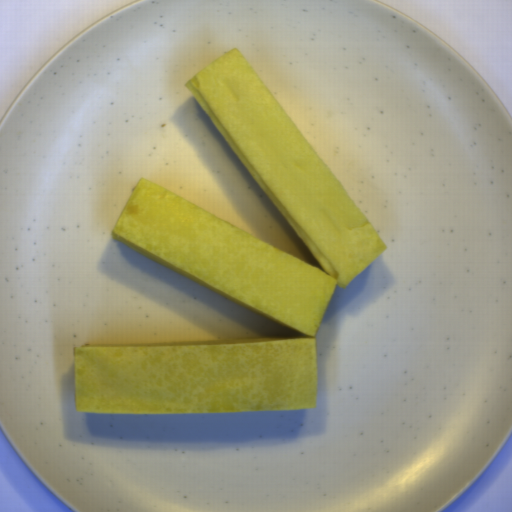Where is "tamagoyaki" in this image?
Returning <instances> with one entry per match:
<instances>
[{"label": "tamagoyaki", "mask_w": 512, "mask_h": 512, "mask_svg": "<svg viewBox=\"0 0 512 512\" xmlns=\"http://www.w3.org/2000/svg\"><path fill=\"white\" fill-rule=\"evenodd\" d=\"M184 86L322 270L145 177L112 240L302 336L73 347L75 410L315 409L328 304L388 246L238 48Z\"/></svg>", "instance_id": "1"}]
</instances>
